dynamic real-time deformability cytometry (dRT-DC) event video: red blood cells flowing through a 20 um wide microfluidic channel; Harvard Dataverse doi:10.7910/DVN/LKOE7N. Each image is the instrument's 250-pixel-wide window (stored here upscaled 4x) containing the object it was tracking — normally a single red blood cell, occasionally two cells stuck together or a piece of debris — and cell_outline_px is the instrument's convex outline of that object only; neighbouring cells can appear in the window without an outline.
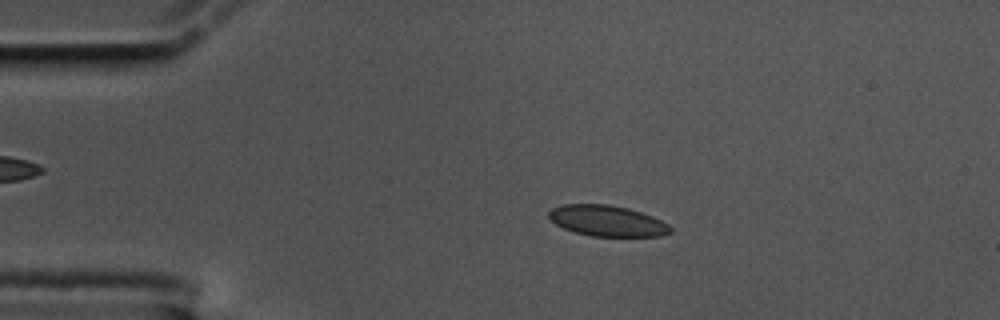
{"species": "common noctule bat (a hibernating species)", "species_latin": "Nyctalus noctula", "temperature_condition": "cold", "stored_images_in_passage": 57, "camera_frame_rate_fps": 3000, "um_per_image_px": 0.085, "animal": {"sex": "male", "body_mass_g": 17.5, "forearm_length_mm": 52.3}, "frame": {"image": 1, "passage_image": 11, "time_ms": 3.333, "image_size_px": [1000, 320], "cell_outline_px": [[672, 232], [660, 236], [592, 236], [576, 232], [564, 228], [556, 224], [548, 216], [548, 212], [552, 208], [564, 204], [608, 204], [628, 208], [652, 216], [668, 224], [672, 228]], "centroid_in_image_um": [51.62, 18.77], "position_along_channel_um": 33.4, "area_um2": 21.73}}
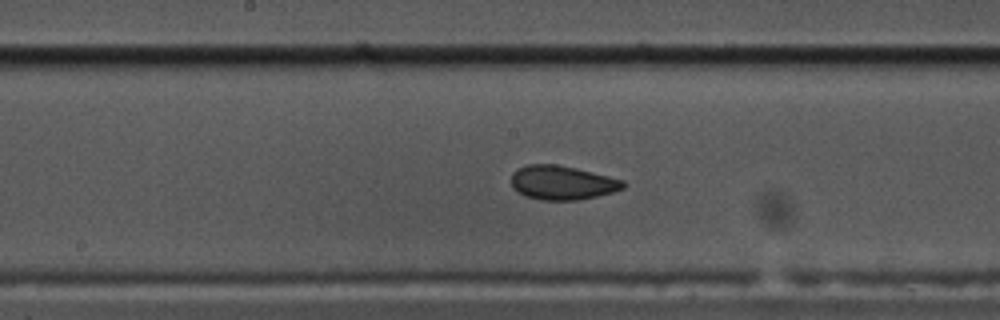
{"frame": {"image": 2, "passage_image": 29, "time_ms": 9.333, "image_size_px": [1000, 320], "cell_outline_px": [[628, 184], [624, 188], [612, 192], [580, 200], [540, 200], [524, 196], [512, 188], [512, 172], [528, 164], [556, 164], [576, 168], [624, 180]], "centroid_in_image_um": [47.79, 15.53], "position_along_channel_um": 200.4, "area_um2": 22.31}}
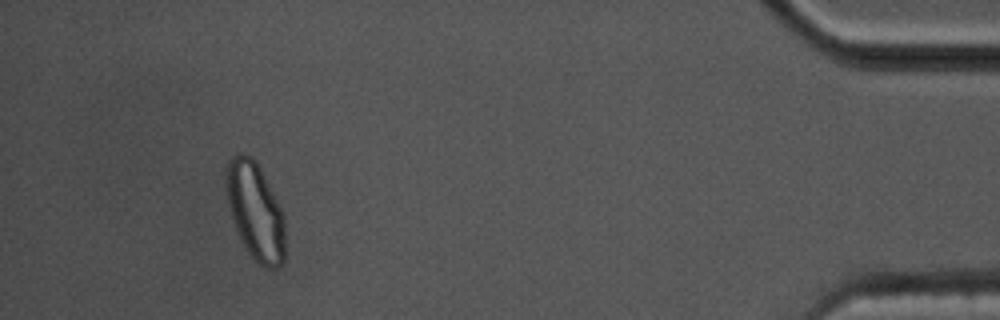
{"frame": {"image": 3, "passage_image": 53, "time_ms": 17.333, "image_size_px": [1000, 320], "cell_outline_px": [[284, 264], [276, 268], [264, 268], [248, 252], [236, 228], [228, 204], [224, 176], [228, 160], [236, 152], [240, 152], [252, 156], [256, 160], [284, 216]], "centroid_in_image_um": [21.68, 17.91], "position_along_channel_um": 413.5, "area_um2": 33.23}, "authors_computed_cell_mechanics": {"area_um2": 22.4842, "velocity_mm_per_s": 3.4707, "shape_relaxation_time_tau1_ms": null, "shape_relaxation_time_tau2_ms": 2.2125, "deformation_change_tau1": null, "deformation_change_tau2": 0.057}}